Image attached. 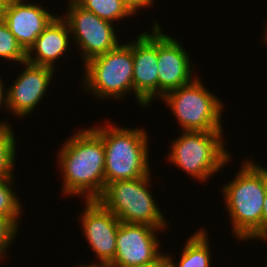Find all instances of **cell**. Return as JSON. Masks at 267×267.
Instances as JSON below:
<instances>
[{
	"mask_svg": "<svg viewBox=\"0 0 267 267\" xmlns=\"http://www.w3.org/2000/svg\"><path fill=\"white\" fill-rule=\"evenodd\" d=\"M60 169L64 173L63 192L82 193L86 200H97L105 190V147L92 129L77 131L63 143L59 152Z\"/></svg>",
	"mask_w": 267,
	"mask_h": 267,
	"instance_id": "cell-1",
	"label": "cell"
},
{
	"mask_svg": "<svg viewBox=\"0 0 267 267\" xmlns=\"http://www.w3.org/2000/svg\"><path fill=\"white\" fill-rule=\"evenodd\" d=\"M235 179L222 188L233 231L238 240L262 239V211L267 169L247 161Z\"/></svg>",
	"mask_w": 267,
	"mask_h": 267,
	"instance_id": "cell-2",
	"label": "cell"
},
{
	"mask_svg": "<svg viewBox=\"0 0 267 267\" xmlns=\"http://www.w3.org/2000/svg\"><path fill=\"white\" fill-rule=\"evenodd\" d=\"M92 129L102 138L105 147V187L114 181L150 174L148 136L144 129H120L108 123Z\"/></svg>",
	"mask_w": 267,
	"mask_h": 267,
	"instance_id": "cell-3",
	"label": "cell"
},
{
	"mask_svg": "<svg viewBox=\"0 0 267 267\" xmlns=\"http://www.w3.org/2000/svg\"><path fill=\"white\" fill-rule=\"evenodd\" d=\"M150 178L111 182L97 200L122 223L165 228L166 220L148 190Z\"/></svg>",
	"mask_w": 267,
	"mask_h": 267,
	"instance_id": "cell-4",
	"label": "cell"
},
{
	"mask_svg": "<svg viewBox=\"0 0 267 267\" xmlns=\"http://www.w3.org/2000/svg\"><path fill=\"white\" fill-rule=\"evenodd\" d=\"M223 131H184L171 146L169 161L192 178L205 181L229 161Z\"/></svg>",
	"mask_w": 267,
	"mask_h": 267,
	"instance_id": "cell-5",
	"label": "cell"
},
{
	"mask_svg": "<svg viewBox=\"0 0 267 267\" xmlns=\"http://www.w3.org/2000/svg\"><path fill=\"white\" fill-rule=\"evenodd\" d=\"M167 102L183 131H222L221 102L199 81L166 93Z\"/></svg>",
	"mask_w": 267,
	"mask_h": 267,
	"instance_id": "cell-6",
	"label": "cell"
},
{
	"mask_svg": "<svg viewBox=\"0 0 267 267\" xmlns=\"http://www.w3.org/2000/svg\"><path fill=\"white\" fill-rule=\"evenodd\" d=\"M85 88L98 98L121 96L133 91V57L131 43L118 45L115 49L97 56L84 64Z\"/></svg>",
	"mask_w": 267,
	"mask_h": 267,
	"instance_id": "cell-7",
	"label": "cell"
},
{
	"mask_svg": "<svg viewBox=\"0 0 267 267\" xmlns=\"http://www.w3.org/2000/svg\"><path fill=\"white\" fill-rule=\"evenodd\" d=\"M62 19L67 22L70 33L82 50L84 63L115 49L120 44L112 22L85 10L75 1H70L68 13Z\"/></svg>",
	"mask_w": 267,
	"mask_h": 267,
	"instance_id": "cell-8",
	"label": "cell"
},
{
	"mask_svg": "<svg viewBox=\"0 0 267 267\" xmlns=\"http://www.w3.org/2000/svg\"><path fill=\"white\" fill-rule=\"evenodd\" d=\"M156 228L147 224L120 222L113 267H143L158 263L165 255L159 252Z\"/></svg>",
	"mask_w": 267,
	"mask_h": 267,
	"instance_id": "cell-9",
	"label": "cell"
},
{
	"mask_svg": "<svg viewBox=\"0 0 267 267\" xmlns=\"http://www.w3.org/2000/svg\"><path fill=\"white\" fill-rule=\"evenodd\" d=\"M153 34L142 33L135 42H131L133 57V90L142 106L149 105L158 96V59L157 25L154 23Z\"/></svg>",
	"mask_w": 267,
	"mask_h": 267,
	"instance_id": "cell-10",
	"label": "cell"
},
{
	"mask_svg": "<svg viewBox=\"0 0 267 267\" xmlns=\"http://www.w3.org/2000/svg\"><path fill=\"white\" fill-rule=\"evenodd\" d=\"M160 28L157 25L158 98L192 82L189 56L177 40Z\"/></svg>",
	"mask_w": 267,
	"mask_h": 267,
	"instance_id": "cell-11",
	"label": "cell"
},
{
	"mask_svg": "<svg viewBox=\"0 0 267 267\" xmlns=\"http://www.w3.org/2000/svg\"><path fill=\"white\" fill-rule=\"evenodd\" d=\"M81 222L90 247L101 262L112 263L120 220L98 200H86Z\"/></svg>",
	"mask_w": 267,
	"mask_h": 267,
	"instance_id": "cell-12",
	"label": "cell"
},
{
	"mask_svg": "<svg viewBox=\"0 0 267 267\" xmlns=\"http://www.w3.org/2000/svg\"><path fill=\"white\" fill-rule=\"evenodd\" d=\"M26 68L17 77L15 83L8 88V110L16 116H25L31 113L43 98L54 69L28 63H23Z\"/></svg>",
	"mask_w": 267,
	"mask_h": 267,
	"instance_id": "cell-13",
	"label": "cell"
},
{
	"mask_svg": "<svg viewBox=\"0 0 267 267\" xmlns=\"http://www.w3.org/2000/svg\"><path fill=\"white\" fill-rule=\"evenodd\" d=\"M17 0L2 9L4 19L17 42L26 52L34 45L36 38L56 17L40 5Z\"/></svg>",
	"mask_w": 267,
	"mask_h": 267,
	"instance_id": "cell-14",
	"label": "cell"
},
{
	"mask_svg": "<svg viewBox=\"0 0 267 267\" xmlns=\"http://www.w3.org/2000/svg\"><path fill=\"white\" fill-rule=\"evenodd\" d=\"M70 29L67 22L56 16L44 31L36 38L34 45L27 52V62L52 69L54 61L59 59L69 46ZM35 51V59L33 53ZM32 53V54H31Z\"/></svg>",
	"mask_w": 267,
	"mask_h": 267,
	"instance_id": "cell-15",
	"label": "cell"
},
{
	"mask_svg": "<svg viewBox=\"0 0 267 267\" xmlns=\"http://www.w3.org/2000/svg\"><path fill=\"white\" fill-rule=\"evenodd\" d=\"M178 265L173 263L171 256L165 254L168 267H210L211 254L206 232H196L186 242Z\"/></svg>",
	"mask_w": 267,
	"mask_h": 267,
	"instance_id": "cell-16",
	"label": "cell"
},
{
	"mask_svg": "<svg viewBox=\"0 0 267 267\" xmlns=\"http://www.w3.org/2000/svg\"><path fill=\"white\" fill-rule=\"evenodd\" d=\"M75 2L85 10L112 23L133 15L121 0H75Z\"/></svg>",
	"mask_w": 267,
	"mask_h": 267,
	"instance_id": "cell-17",
	"label": "cell"
},
{
	"mask_svg": "<svg viewBox=\"0 0 267 267\" xmlns=\"http://www.w3.org/2000/svg\"><path fill=\"white\" fill-rule=\"evenodd\" d=\"M9 123H0V179L13 178L15 138Z\"/></svg>",
	"mask_w": 267,
	"mask_h": 267,
	"instance_id": "cell-18",
	"label": "cell"
},
{
	"mask_svg": "<svg viewBox=\"0 0 267 267\" xmlns=\"http://www.w3.org/2000/svg\"><path fill=\"white\" fill-rule=\"evenodd\" d=\"M0 58L17 61L19 64L27 61V52L17 42L2 17H0Z\"/></svg>",
	"mask_w": 267,
	"mask_h": 267,
	"instance_id": "cell-19",
	"label": "cell"
},
{
	"mask_svg": "<svg viewBox=\"0 0 267 267\" xmlns=\"http://www.w3.org/2000/svg\"><path fill=\"white\" fill-rule=\"evenodd\" d=\"M13 178L0 179V215L10 218L17 226L22 205L12 191Z\"/></svg>",
	"mask_w": 267,
	"mask_h": 267,
	"instance_id": "cell-20",
	"label": "cell"
},
{
	"mask_svg": "<svg viewBox=\"0 0 267 267\" xmlns=\"http://www.w3.org/2000/svg\"><path fill=\"white\" fill-rule=\"evenodd\" d=\"M17 229V225L10 218L0 215V257H3L6 248L10 246Z\"/></svg>",
	"mask_w": 267,
	"mask_h": 267,
	"instance_id": "cell-21",
	"label": "cell"
},
{
	"mask_svg": "<svg viewBox=\"0 0 267 267\" xmlns=\"http://www.w3.org/2000/svg\"><path fill=\"white\" fill-rule=\"evenodd\" d=\"M126 8L132 13H137V10L142 7H149L153 4V0H121Z\"/></svg>",
	"mask_w": 267,
	"mask_h": 267,
	"instance_id": "cell-22",
	"label": "cell"
},
{
	"mask_svg": "<svg viewBox=\"0 0 267 267\" xmlns=\"http://www.w3.org/2000/svg\"><path fill=\"white\" fill-rule=\"evenodd\" d=\"M262 239L267 240V188L264 197V206L262 211Z\"/></svg>",
	"mask_w": 267,
	"mask_h": 267,
	"instance_id": "cell-23",
	"label": "cell"
},
{
	"mask_svg": "<svg viewBox=\"0 0 267 267\" xmlns=\"http://www.w3.org/2000/svg\"><path fill=\"white\" fill-rule=\"evenodd\" d=\"M3 86H4V84L2 83V80H1V78H0V106L2 105V103H3V105L4 104H6V106H7V102H8V98H7V92L5 91V94H3L4 92V90H3ZM4 97H6V98H4ZM5 102V103H4Z\"/></svg>",
	"mask_w": 267,
	"mask_h": 267,
	"instance_id": "cell-24",
	"label": "cell"
},
{
	"mask_svg": "<svg viewBox=\"0 0 267 267\" xmlns=\"http://www.w3.org/2000/svg\"><path fill=\"white\" fill-rule=\"evenodd\" d=\"M143 267H168L166 256H164L158 263Z\"/></svg>",
	"mask_w": 267,
	"mask_h": 267,
	"instance_id": "cell-25",
	"label": "cell"
},
{
	"mask_svg": "<svg viewBox=\"0 0 267 267\" xmlns=\"http://www.w3.org/2000/svg\"><path fill=\"white\" fill-rule=\"evenodd\" d=\"M79 267H113V265L111 263H108V262H101L100 265H97L96 263L93 264V265H81Z\"/></svg>",
	"mask_w": 267,
	"mask_h": 267,
	"instance_id": "cell-26",
	"label": "cell"
},
{
	"mask_svg": "<svg viewBox=\"0 0 267 267\" xmlns=\"http://www.w3.org/2000/svg\"><path fill=\"white\" fill-rule=\"evenodd\" d=\"M17 0H0V8L4 9L7 6L11 5L12 3H14Z\"/></svg>",
	"mask_w": 267,
	"mask_h": 267,
	"instance_id": "cell-27",
	"label": "cell"
},
{
	"mask_svg": "<svg viewBox=\"0 0 267 267\" xmlns=\"http://www.w3.org/2000/svg\"><path fill=\"white\" fill-rule=\"evenodd\" d=\"M267 27V26H266ZM265 40L267 42V28H266V32H265Z\"/></svg>",
	"mask_w": 267,
	"mask_h": 267,
	"instance_id": "cell-28",
	"label": "cell"
}]
</instances>
